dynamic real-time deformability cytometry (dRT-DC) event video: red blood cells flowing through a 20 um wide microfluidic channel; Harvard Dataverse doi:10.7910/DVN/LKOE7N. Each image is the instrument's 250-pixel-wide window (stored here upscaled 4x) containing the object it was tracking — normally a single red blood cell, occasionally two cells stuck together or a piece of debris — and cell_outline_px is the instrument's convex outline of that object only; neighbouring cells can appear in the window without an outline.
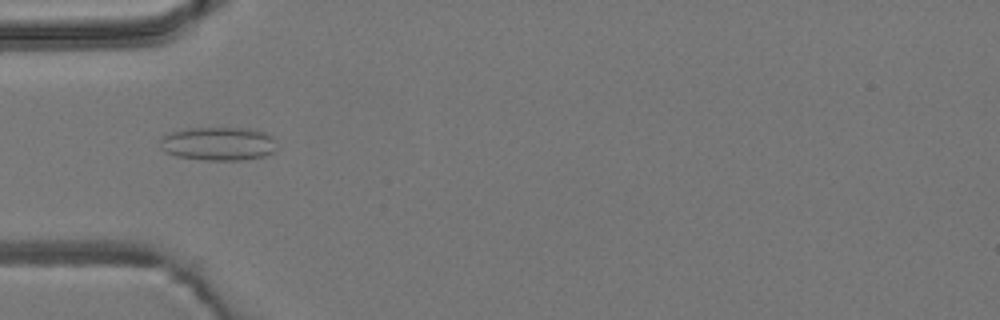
{"species": "common noctule bat (a hibernating species)", "species_latin": "Nyctalus noctula", "temperature_condition": "room temperature", "stored_images_in_passage": 3, "camera_frame_rate_fps": 3000, "um_per_image_px": 0.085, "animal": {"sex": "male", "body_mass_g": 19.2, "forearm_length_mm": 51.8}, "frame": {"image": 1, "passage_image": 3, "time_ms": 2.333, "image_size_px": [1000, 320], "cell_outline_px": [[276, 148], [272, 152], [264, 156], [240, 160], [204, 160], [176, 156], [164, 152], [160, 148], [160, 140], [164, 136], [172, 132], [184, 128], [248, 128], [264, 132], [272, 136]], "centroid_in_image_um": [18.53, 12.21], "position_along_channel_um": 66.5, "area_um2": 22.83}}